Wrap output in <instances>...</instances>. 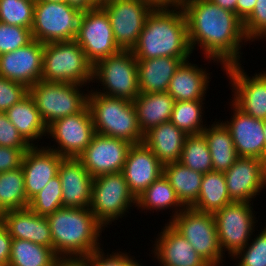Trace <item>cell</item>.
Instances as JSON below:
<instances>
[{"mask_svg": "<svg viewBox=\"0 0 266 266\" xmlns=\"http://www.w3.org/2000/svg\"><path fill=\"white\" fill-rule=\"evenodd\" d=\"M181 7L186 16L191 51L200 47L205 60L221 63L223 68L241 63V45L247 44L248 39L243 21L236 13L210 0H183Z\"/></svg>", "mask_w": 266, "mask_h": 266, "instance_id": "6da1fadb", "label": "cell"}, {"mask_svg": "<svg viewBox=\"0 0 266 266\" xmlns=\"http://www.w3.org/2000/svg\"><path fill=\"white\" fill-rule=\"evenodd\" d=\"M132 52L136 60L160 57L190 58L193 52L188 41L183 8L155 7L147 17Z\"/></svg>", "mask_w": 266, "mask_h": 266, "instance_id": "7a4b0ae2", "label": "cell"}, {"mask_svg": "<svg viewBox=\"0 0 266 266\" xmlns=\"http://www.w3.org/2000/svg\"><path fill=\"white\" fill-rule=\"evenodd\" d=\"M46 218L59 258H84L101 248L99 238L105 227L89 208L62 207Z\"/></svg>", "mask_w": 266, "mask_h": 266, "instance_id": "3957f363", "label": "cell"}, {"mask_svg": "<svg viewBox=\"0 0 266 266\" xmlns=\"http://www.w3.org/2000/svg\"><path fill=\"white\" fill-rule=\"evenodd\" d=\"M87 93L96 134L120 138L131 144L143 142L144 134L139 128L132 101L99 94L92 88Z\"/></svg>", "mask_w": 266, "mask_h": 266, "instance_id": "277c9868", "label": "cell"}, {"mask_svg": "<svg viewBox=\"0 0 266 266\" xmlns=\"http://www.w3.org/2000/svg\"><path fill=\"white\" fill-rule=\"evenodd\" d=\"M92 78L93 65L75 40L44 44L43 81L86 86Z\"/></svg>", "mask_w": 266, "mask_h": 266, "instance_id": "5b68a950", "label": "cell"}, {"mask_svg": "<svg viewBox=\"0 0 266 266\" xmlns=\"http://www.w3.org/2000/svg\"><path fill=\"white\" fill-rule=\"evenodd\" d=\"M80 88L83 85L41 80L29 88V94L48 127L58 119L82 112L88 106L89 94Z\"/></svg>", "mask_w": 266, "mask_h": 266, "instance_id": "8992f818", "label": "cell"}, {"mask_svg": "<svg viewBox=\"0 0 266 266\" xmlns=\"http://www.w3.org/2000/svg\"><path fill=\"white\" fill-rule=\"evenodd\" d=\"M92 80V83L99 80L103 86V90H94L99 94L132 102L140 94L137 60L132 50H121L97 62L93 66Z\"/></svg>", "mask_w": 266, "mask_h": 266, "instance_id": "52a82bcc", "label": "cell"}, {"mask_svg": "<svg viewBox=\"0 0 266 266\" xmlns=\"http://www.w3.org/2000/svg\"><path fill=\"white\" fill-rule=\"evenodd\" d=\"M136 202L122 172L94 177L89 209L104 227L122 218Z\"/></svg>", "mask_w": 266, "mask_h": 266, "instance_id": "ba28073f", "label": "cell"}, {"mask_svg": "<svg viewBox=\"0 0 266 266\" xmlns=\"http://www.w3.org/2000/svg\"><path fill=\"white\" fill-rule=\"evenodd\" d=\"M210 265L221 266L223 252L218 241L215 217L212 213H202L185 208L168 222Z\"/></svg>", "mask_w": 266, "mask_h": 266, "instance_id": "9c48e42d", "label": "cell"}, {"mask_svg": "<svg viewBox=\"0 0 266 266\" xmlns=\"http://www.w3.org/2000/svg\"><path fill=\"white\" fill-rule=\"evenodd\" d=\"M81 14L82 11L66 2L35 1L33 39L43 44L74 40Z\"/></svg>", "mask_w": 266, "mask_h": 266, "instance_id": "30bf717a", "label": "cell"}, {"mask_svg": "<svg viewBox=\"0 0 266 266\" xmlns=\"http://www.w3.org/2000/svg\"><path fill=\"white\" fill-rule=\"evenodd\" d=\"M252 207L253 202H232L213 214L218 241L224 255L228 251L230 257L235 256L252 239L256 226Z\"/></svg>", "mask_w": 266, "mask_h": 266, "instance_id": "8fae6325", "label": "cell"}, {"mask_svg": "<svg viewBox=\"0 0 266 266\" xmlns=\"http://www.w3.org/2000/svg\"><path fill=\"white\" fill-rule=\"evenodd\" d=\"M107 13L116 44L121 50H132L149 14L155 8L146 0H109L100 5Z\"/></svg>", "mask_w": 266, "mask_h": 266, "instance_id": "7c38bea8", "label": "cell"}, {"mask_svg": "<svg viewBox=\"0 0 266 266\" xmlns=\"http://www.w3.org/2000/svg\"><path fill=\"white\" fill-rule=\"evenodd\" d=\"M74 40L93 66L121 51L115 42L109 17L100 6L82 12Z\"/></svg>", "mask_w": 266, "mask_h": 266, "instance_id": "4fadbf2b", "label": "cell"}, {"mask_svg": "<svg viewBox=\"0 0 266 266\" xmlns=\"http://www.w3.org/2000/svg\"><path fill=\"white\" fill-rule=\"evenodd\" d=\"M96 134L88 106L79 113L63 117L47 127V135L58 145L46 147L64 158H78Z\"/></svg>", "mask_w": 266, "mask_h": 266, "instance_id": "5bb4252c", "label": "cell"}, {"mask_svg": "<svg viewBox=\"0 0 266 266\" xmlns=\"http://www.w3.org/2000/svg\"><path fill=\"white\" fill-rule=\"evenodd\" d=\"M241 63L232 64L223 68L227 77H230L232 103L251 117L259 120L266 119V71L248 76L241 67Z\"/></svg>", "mask_w": 266, "mask_h": 266, "instance_id": "9a60e30c", "label": "cell"}, {"mask_svg": "<svg viewBox=\"0 0 266 266\" xmlns=\"http://www.w3.org/2000/svg\"><path fill=\"white\" fill-rule=\"evenodd\" d=\"M131 146L126 140L95 134L78 159L93 178L102 174L119 173L123 170Z\"/></svg>", "mask_w": 266, "mask_h": 266, "instance_id": "2e32d148", "label": "cell"}, {"mask_svg": "<svg viewBox=\"0 0 266 266\" xmlns=\"http://www.w3.org/2000/svg\"><path fill=\"white\" fill-rule=\"evenodd\" d=\"M224 175L233 202L251 203L266 187V166L261 159L238 157Z\"/></svg>", "mask_w": 266, "mask_h": 266, "instance_id": "e0dca14e", "label": "cell"}, {"mask_svg": "<svg viewBox=\"0 0 266 266\" xmlns=\"http://www.w3.org/2000/svg\"><path fill=\"white\" fill-rule=\"evenodd\" d=\"M44 44L33 40L27 46L0 55V76L27 88L42 80Z\"/></svg>", "mask_w": 266, "mask_h": 266, "instance_id": "ac0fdd59", "label": "cell"}, {"mask_svg": "<svg viewBox=\"0 0 266 266\" xmlns=\"http://www.w3.org/2000/svg\"><path fill=\"white\" fill-rule=\"evenodd\" d=\"M233 117L223 122L229 129L238 157H251L264 161L266 146L263 120L245 114L232 102Z\"/></svg>", "mask_w": 266, "mask_h": 266, "instance_id": "d6986e66", "label": "cell"}, {"mask_svg": "<svg viewBox=\"0 0 266 266\" xmlns=\"http://www.w3.org/2000/svg\"><path fill=\"white\" fill-rule=\"evenodd\" d=\"M163 164L142 142L130 147L122 173L132 194L138 198L163 175Z\"/></svg>", "mask_w": 266, "mask_h": 266, "instance_id": "ffe728a7", "label": "cell"}, {"mask_svg": "<svg viewBox=\"0 0 266 266\" xmlns=\"http://www.w3.org/2000/svg\"><path fill=\"white\" fill-rule=\"evenodd\" d=\"M63 158L44 146H32L25 152L22 169L29 201L58 175V168Z\"/></svg>", "mask_w": 266, "mask_h": 266, "instance_id": "44dd1931", "label": "cell"}, {"mask_svg": "<svg viewBox=\"0 0 266 266\" xmlns=\"http://www.w3.org/2000/svg\"><path fill=\"white\" fill-rule=\"evenodd\" d=\"M157 237L152 253L160 266H210L168 222Z\"/></svg>", "mask_w": 266, "mask_h": 266, "instance_id": "7402d4cb", "label": "cell"}, {"mask_svg": "<svg viewBox=\"0 0 266 266\" xmlns=\"http://www.w3.org/2000/svg\"><path fill=\"white\" fill-rule=\"evenodd\" d=\"M58 176L62 185L63 207L90 208L93 177L78 158H63Z\"/></svg>", "mask_w": 266, "mask_h": 266, "instance_id": "603a6c76", "label": "cell"}, {"mask_svg": "<svg viewBox=\"0 0 266 266\" xmlns=\"http://www.w3.org/2000/svg\"><path fill=\"white\" fill-rule=\"evenodd\" d=\"M2 224L12 239L28 240L53 249V240L46 216L29 207L4 212Z\"/></svg>", "mask_w": 266, "mask_h": 266, "instance_id": "cb8c5ba5", "label": "cell"}, {"mask_svg": "<svg viewBox=\"0 0 266 266\" xmlns=\"http://www.w3.org/2000/svg\"><path fill=\"white\" fill-rule=\"evenodd\" d=\"M189 61H183L170 80L167 93L174 101L206 100L210 74Z\"/></svg>", "mask_w": 266, "mask_h": 266, "instance_id": "d4e9b609", "label": "cell"}, {"mask_svg": "<svg viewBox=\"0 0 266 266\" xmlns=\"http://www.w3.org/2000/svg\"><path fill=\"white\" fill-rule=\"evenodd\" d=\"M188 135L171 121L153 127L144 134L143 143L164 165L177 162L181 158L185 139Z\"/></svg>", "mask_w": 266, "mask_h": 266, "instance_id": "484cf974", "label": "cell"}, {"mask_svg": "<svg viewBox=\"0 0 266 266\" xmlns=\"http://www.w3.org/2000/svg\"><path fill=\"white\" fill-rule=\"evenodd\" d=\"M188 59L190 58L160 57L137 60L140 93L167 92L175 71Z\"/></svg>", "mask_w": 266, "mask_h": 266, "instance_id": "4316f807", "label": "cell"}, {"mask_svg": "<svg viewBox=\"0 0 266 266\" xmlns=\"http://www.w3.org/2000/svg\"><path fill=\"white\" fill-rule=\"evenodd\" d=\"M174 102L167 92L140 93L133 104L142 133L170 121Z\"/></svg>", "mask_w": 266, "mask_h": 266, "instance_id": "83f0119b", "label": "cell"}, {"mask_svg": "<svg viewBox=\"0 0 266 266\" xmlns=\"http://www.w3.org/2000/svg\"><path fill=\"white\" fill-rule=\"evenodd\" d=\"M5 114L31 147L38 146L36 140L46 136L47 126L42 120L40 112L36 108L34 99L30 94L10 107ZM34 143H37V145Z\"/></svg>", "mask_w": 266, "mask_h": 266, "instance_id": "f1b7e54d", "label": "cell"}, {"mask_svg": "<svg viewBox=\"0 0 266 266\" xmlns=\"http://www.w3.org/2000/svg\"><path fill=\"white\" fill-rule=\"evenodd\" d=\"M202 134L210 150L213 171L226 172L238 158L229 129L223 121H214Z\"/></svg>", "mask_w": 266, "mask_h": 266, "instance_id": "f546056e", "label": "cell"}, {"mask_svg": "<svg viewBox=\"0 0 266 266\" xmlns=\"http://www.w3.org/2000/svg\"><path fill=\"white\" fill-rule=\"evenodd\" d=\"M163 174L176 192L180 202L190 208L197 200L203 173L196 172L179 161L166 163Z\"/></svg>", "mask_w": 266, "mask_h": 266, "instance_id": "4dcf8cb0", "label": "cell"}, {"mask_svg": "<svg viewBox=\"0 0 266 266\" xmlns=\"http://www.w3.org/2000/svg\"><path fill=\"white\" fill-rule=\"evenodd\" d=\"M232 202L227 191L224 172L210 171L203 174L198 198L190 208L214 214Z\"/></svg>", "mask_w": 266, "mask_h": 266, "instance_id": "1f68e13d", "label": "cell"}, {"mask_svg": "<svg viewBox=\"0 0 266 266\" xmlns=\"http://www.w3.org/2000/svg\"><path fill=\"white\" fill-rule=\"evenodd\" d=\"M136 207L143 210H156L163 211L165 209H171L173 216H170V220L179 214L186 207L178 199L175 190L169 183L168 179L161 175L155 180L138 198Z\"/></svg>", "mask_w": 266, "mask_h": 266, "instance_id": "d6a6232c", "label": "cell"}, {"mask_svg": "<svg viewBox=\"0 0 266 266\" xmlns=\"http://www.w3.org/2000/svg\"><path fill=\"white\" fill-rule=\"evenodd\" d=\"M58 258L50 247L12 239L8 266H53Z\"/></svg>", "mask_w": 266, "mask_h": 266, "instance_id": "836d02e7", "label": "cell"}, {"mask_svg": "<svg viewBox=\"0 0 266 266\" xmlns=\"http://www.w3.org/2000/svg\"><path fill=\"white\" fill-rule=\"evenodd\" d=\"M22 167L0 173V209L2 212L27 208Z\"/></svg>", "mask_w": 266, "mask_h": 266, "instance_id": "e575fe53", "label": "cell"}, {"mask_svg": "<svg viewBox=\"0 0 266 266\" xmlns=\"http://www.w3.org/2000/svg\"><path fill=\"white\" fill-rule=\"evenodd\" d=\"M204 100L175 101L170 121L187 135L202 134ZM203 111V112H202Z\"/></svg>", "mask_w": 266, "mask_h": 266, "instance_id": "d590c367", "label": "cell"}, {"mask_svg": "<svg viewBox=\"0 0 266 266\" xmlns=\"http://www.w3.org/2000/svg\"><path fill=\"white\" fill-rule=\"evenodd\" d=\"M179 162L203 174L213 171L210 150L203 134L186 137Z\"/></svg>", "mask_w": 266, "mask_h": 266, "instance_id": "8d00e7d4", "label": "cell"}, {"mask_svg": "<svg viewBox=\"0 0 266 266\" xmlns=\"http://www.w3.org/2000/svg\"><path fill=\"white\" fill-rule=\"evenodd\" d=\"M34 213L47 216L63 207L62 185L60 177L57 175L36 196H34L28 206Z\"/></svg>", "mask_w": 266, "mask_h": 266, "instance_id": "74e56055", "label": "cell"}, {"mask_svg": "<svg viewBox=\"0 0 266 266\" xmlns=\"http://www.w3.org/2000/svg\"><path fill=\"white\" fill-rule=\"evenodd\" d=\"M35 0H0V22L32 27Z\"/></svg>", "mask_w": 266, "mask_h": 266, "instance_id": "f35d334b", "label": "cell"}, {"mask_svg": "<svg viewBox=\"0 0 266 266\" xmlns=\"http://www.w3.org/2000/svg\"><path fill=\"white\" fill-rule=\"evenodd\" d=\"M33 40L30 28L0 22V55L27 46Z\"/></svg>", "mask_w": 266, "mask_h": 266, "instance_id": "ab89813d", "label": "cell"}, {"mask_svg": "<svg viewBox=\"0 0 266 266\" xmlns=\"http://www.w3.org/2000/svg\"><path fill=\"white\" fill-rule=\"evenodd\" d=\"M258 236L242 248L232 260L239 259L236 266H266V226Z\"/></svg>", "mask_w": 266, "mask_h": 266, "instance_id": "60d3db41", "label": "cell"}, {"mask_svg": "<svg viewBox=\"0 0 266 266\" xmlns=\"http://www.w3.org/2000/svg\"><path fill=\"white\" fill-rule=\"evenodd\" d=\"M243 29L249 42L266 37V0H257L254 10L243 21Z\"/></svg>", "mask_w": 266, "mask_h": 266, "instance_id": "b9f144b4", "label": "cell"}, {"mask_svg": "<svg viewBox=\"0 0 266 266\" xmlns=\"http://www.w3.org/2000/svg\"><path fill=\"white\" fill-rule=\"evenodd\" d=\"M29 94V88L0 76V112H6Z\"/></svg>", "mask_w": 266, "mask_h": 266, "instance_id": "7bdbcfd3", "label": "cell"}, {"mask_svg": "<svg viewBox=\"0 0 266 266\" xmlns=\"http://www.w3.org/2000/svg\"><path fill=\"white\" fill-rule=\"evenodd\" d=\"M0 146L28 150L31 146L9 121L5 112H0Z\"/></svg>", "mask_w": 266, "mask_h": 266, "instance_id": "ee69618b", "label": "cell"}, {"mask_svg": "<svg viewBox=\"0 0 266 266\" xmlns=\"http://www.w3.org/2000/svg\"><path fill=\"white\" fill-rule=\"evenodd\" d=\"M100 248L94 251L91 255L84 257L87 266H124L131 258L130 254L119 251L112 252L113 254L107 253ZM109 254V255H108Z\"/></svg>", "mask_w": 266, "mask_h": 266, "instance_id": "f6af8a7d", "label": "cell"}, {"mask_svg": "<svg viewBox=\"0 0 266 266\" xmlns=\"http://www.w3.org/2000/svg\"><path fill=\"white\" fill-rule=\"evenodd\" d=\"M27 150L0 146V173L22 167Z\"/></svg>", "mask_w": 266, "mask_h": 266, "instance_id": "bcb514c9", "label": "cell"}, {"mask_svg": "<svg viewBox=\"0 0 266 266\" xmlns=\"http://www.w3.org/2000/svg\"><path fill=\"white\" fill-rule=\"evenodd\" d=\"M12 237L5 226L0 224V266H8Z\"/></svg>", "mask_w": 266, "mask_h": 266, "instance_id": "7dc6e473", "label": "cell"}, {"mask_svg": "<svg viewBox=\"0 0 266 266\" xmlns=\"http://www.w3.org/2000/svg\"><path fill=\"white\" fill-rule=\"evenodd\" d=\"M257 0H237V16L244 21L254 10Z\"/></svg>", "mask_w": 266, "mask_h": 266, "instance_id": "c3c4849f", "label": "cell"}, {"mask_svg": "<svg viewBox=\"0 0 266 266\" xmlns=\"http://www.w3.org/2000/svg\"><path fill=\"white\" fill-rule=\"evenodd\" d=\"M66 3L82 12L99 6L94 0H66Z\"/></svg>", "mask_w": 266, "mask_h": 266, "instance_id": "681fc988", "label": "cell"}, {"mask_svg": "<svg viewBox=\"0 0 266 266\" xmlns=\"http://www.w3.org/2000/svg\"><path fill=\"white\" fill-rule=\"evenodd\" d=\"M53 266H87L85 258H58Z\"/></svg>", "mask_w": 266, "mask_h": 266, "instance_id": "f907efd6", "label": "cell"}, {"mask_svg": "<svg viewBox=\"0 0 266 266\" xmlns=\"http://www.w3.org/2000/svg\"><path fill=\"white\" fill-rule=\"evenodd\" d=\"M222 9L229 10L237 15V0H210Z\"/></svg>", "mask_w": 266, "mask_h": 266, "instance_id": "816d5d0a", "label": "cell"}, {"mask_svg": "<svg viewBox=\"0 0 266 266\" xmlns=\"http://www.w3.org/2000/svg\"><path fill=\"white\" fill-rule=\"evenodd\" d=\"M155 7H175L181 6L183 0H146Z\"/></svg>", "mask_w": 266, "mask_h": 266, "instance_id": "f5cc1de1", "label": "cell"}, {"mask_svg": "<svg viewBox=\"0 0 266 266\" xmlns=\"http://www.w3.org/2000/svg\"><path fill=\"white\" fill-rule=\"evenodd\" d=\"M135 257H132L124 266H143L141 264H139L137 260H134Z\"/></svg>", "mask_w": 266, "mask_h": 266, "instance_id": "db71d44e", "label": "cell"}, {"mask_svg": "<svg viewBox=\"0 0 266 266\" xmlns=\"http://www.w3.org/2000/svg\"><path fill=\"white\" fill-rule=\"evenodd\" d=\"M263 125H264V136H265V141H266V119L263 120ZM264 164L266 166V146H265V151H264Z\"/></svg>", "mask_w": 266, "mask_h": 266, "instance_id": "11a10c76", "label": "cell"}, {"mask_svg": "<svg viewBox=\"0 0 266 266\" xmlns=\"http://www.w3.org/2000/svg\"><path fill=\"white\" fill-rule=\"evenodd\" d=\"M35 1H43V2H66V0H35Z\"/></svg>", "mask_w": 266, "mask_h": 266, "instance_id": "9f6ffc18", "label": "cell"}, {"mask_svg": "<svg viewBox=\"0 0 266 266\" xmlns=\"http://www.w3.org/2000/svg\"><path fill=\"white\" fill-rule=\"evenodd\" d=\"M99 6L108 2L109 0H94Z\"/></svg>", "mask_w": 266, "mask_h": 266, "instance_id": "6f0895ef", "label": "cell"}, {"mask_svg": "<svg viewBox=\"0 0 266 266\" xmlns=\"http://www.w3.org/2000/svg\"><path fill=\"white\" fill-rule=\"evenodd\" d=\"M3 215H4V213H3L2 210L0 209V224L2 223Z\"/></svg>", "mask_w": 266, "mask_h": 266, "instance_id": "680465c9", "label": "cell"}]
</instances>
